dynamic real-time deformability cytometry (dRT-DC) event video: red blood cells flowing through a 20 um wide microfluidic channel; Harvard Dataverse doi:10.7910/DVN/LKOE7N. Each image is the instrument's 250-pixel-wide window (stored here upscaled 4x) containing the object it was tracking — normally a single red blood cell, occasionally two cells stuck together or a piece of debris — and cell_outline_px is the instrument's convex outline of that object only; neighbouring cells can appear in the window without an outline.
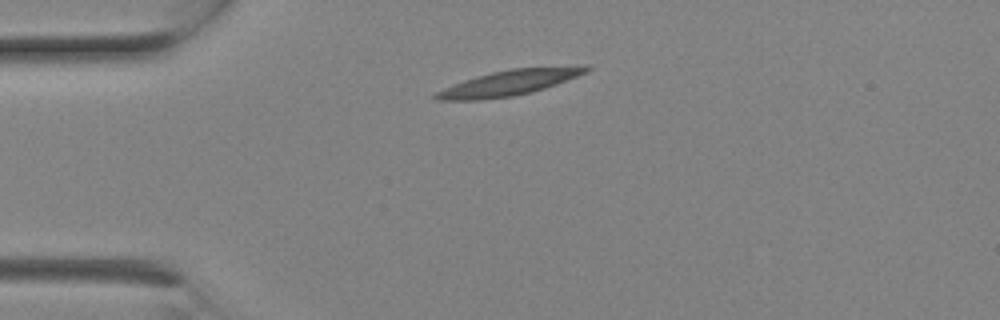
{"species": "Egyptian fruit bat (a non-hibernating species)", "species_latin": "Rousettus aegyptiacus", "temperature_condition": "room temperature", "stored_images_in_passage": 2, "camera_frame_rate_fps": 3000, "um_per_image_px": 0.085, "animal": {"sex": "female"}, "frame": {"image": 1, "passage_image": 2, "time_ms": 0.333, "image_size_px": [1000, 320], "cell_outline_px": [[592, 68], [588, 72], [556, 84], [532, 92], [512, 96], [484, 100], [436, 100], [432, 96], [436, 92], [444, 88], [464, 80], [476, 76], [492, 72], [512, 68], [580, 64], [588, 64]], "centroid_in_image_um": [43.38, 7.01], "position_along_channel_um": 41.6, "area_um2": 22.72}}